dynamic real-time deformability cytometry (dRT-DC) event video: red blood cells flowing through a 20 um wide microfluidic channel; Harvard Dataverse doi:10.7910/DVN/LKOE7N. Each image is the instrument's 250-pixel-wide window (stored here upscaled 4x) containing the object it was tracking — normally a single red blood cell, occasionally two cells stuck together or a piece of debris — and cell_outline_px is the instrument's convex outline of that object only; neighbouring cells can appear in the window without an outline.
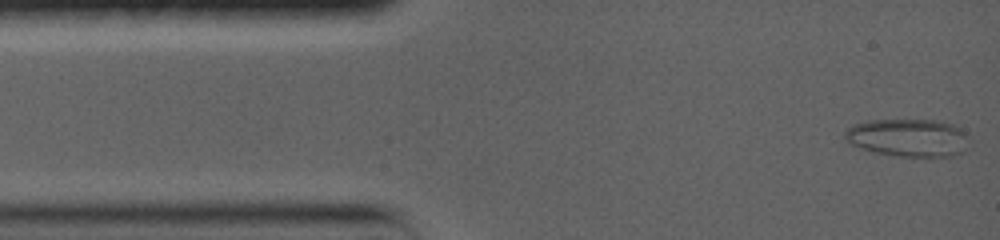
{"species": "common noctule bat (a hibernating species)", "species_latin": "Nyctalus noctula", "temperature_condition": "warm", "stored_images_in_passage": 122, "segment_of_instrument_passage": [1, 3], "camera_frame_rate_fps": 5000, "um_per_image_px": 0.085, "animal": {"sex": "female", "body_mass_g": 19.0, "forearm_length_mm": 56.7}, "frame": {"image": 1, "passage_image": 3, "time_ms": 0.2, "image_size_px": [1000, 240], "cell_outline_px": [[964, 152], [952, 156], [900, 156], [876, 152], [860, 148], [848, 144], [844, 136], [844, 132], [852, 124], [868, 120], [936, 120], [952, 124], [960, 128], [964, 132]], "centroid_in_image_um": [77.11, 11.69], "position_along_channel_um": 7.9, "area_um2": 27.11}}
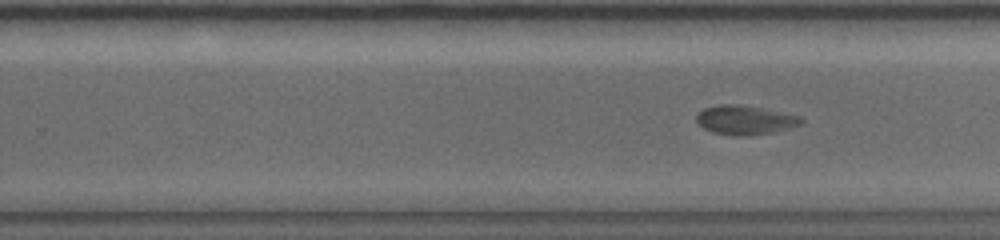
{"frame": {"image": 2, "passage_image": 72, "time_ms": 9.4, "image_size_px": [1000, 240], "cell_outline_px": [[804, 124], [772, 132], [748, 136], [732, 136], [712, 132], [696, 124], [696, 116], [704, 108], [720, 104], [736, 104], [760, 108], [800, 116], [804, 120]], "centroid_in_image_um": [63.3, 10.21], "position_along_channel_um": 266.5, "area_um2": 17.8}}
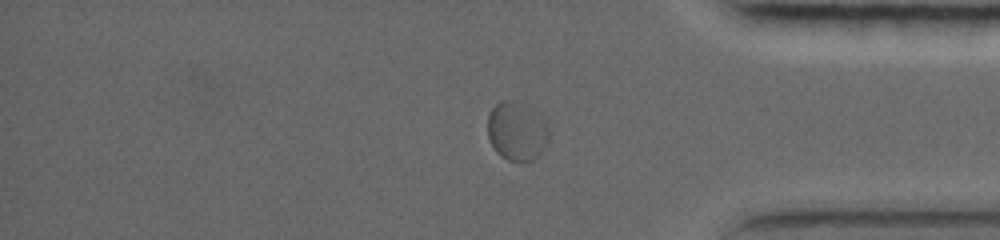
{"frame": {"image": 3, "passage_image": 101, "time_ms": 13.2, "image_size_px": [1000, 240], "cell_outline_px": [[548, 140], [540, 152], [532, 160], [524, 164], [520, 164], [508, 160], [500, 156], [496, 152], [488, 136], [488, 116], [492, 108], [500, 100], [512, 100], [540, 112], [548, 128]], "centroid_in_image_um": [43.93, 11.17], "position_along_channel_um": 391.3, "area_um2": 21.21}}